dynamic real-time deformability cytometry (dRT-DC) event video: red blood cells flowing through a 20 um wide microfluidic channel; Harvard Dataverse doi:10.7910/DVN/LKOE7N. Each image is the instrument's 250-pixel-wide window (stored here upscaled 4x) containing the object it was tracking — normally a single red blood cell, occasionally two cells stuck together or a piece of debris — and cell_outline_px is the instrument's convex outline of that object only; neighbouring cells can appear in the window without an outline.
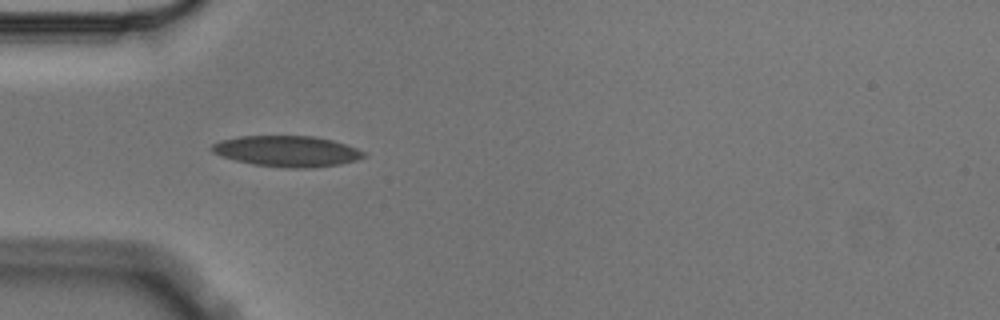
{"species": "Egyptian fruit bat (a non-hibernating species)", "species_latin": "Rousettus aegyptiacus", "temperature_condition": "cold", "stored_images_in_passage": 6, "camera_frame_rate_fps": 3000, "um_per_image_px": 0.085, "animal": {"sex": "male"}, "frame": {"image": 1, "passage_image": 4, "time_ms": 1.0, "image_size_px": [1000, 320], "cell_outline_px": [[368, 156], [356, 160], [340, 164], [312, 168], [284, 168], [252, 164], [220, 156], [212, 152], [212, 144], [220, 140], [240, 136], [312, 136], [332, 140], [368, 152]], "centroid_in_image_um": [24.42, 12.86], "position_along_channel_um": 60.6, "area_um2": 27.46}}
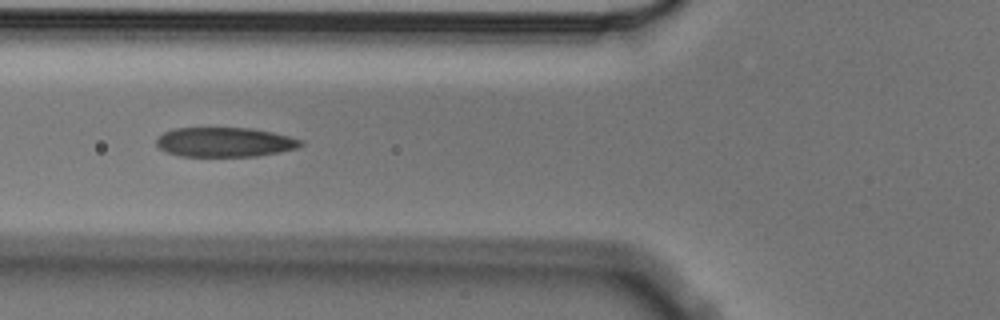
{"frame": {"image": 2, "passage_image": 5, "time_ms": 1.333, "image_size_px": [1000, 320], "cell_outline_px": [[304, 144], [296, 148], [280, 152], [256, 156], [180, 156], [168, 152], [160, 148], [156, 144], [156, 140], [164, 132], [176, 128], [252, 128], [272, 132], [304, 140]], "centroid_in_image_um": [19.13, 12.08], "position_along_channel_um": 106.7, "area_um2": 24.74}}
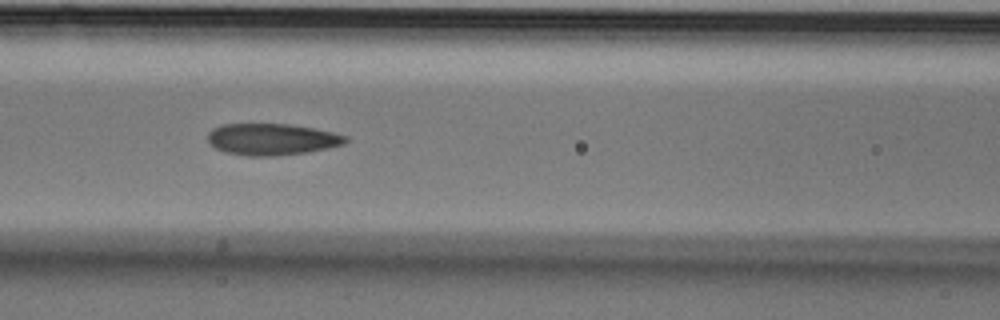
{"frame": {"image": 3, "passage_image": 6, "time_ms": 1.667, "image_size_px": [1000, 320], "cell_outline_px": [[348, 140], [344, 144], [328, 148], [308, 152], [272, 156], [248, 156], [224, 152], [208, 144], [208, 132], [212, 128], [220, 124], [288, 124], [312, 128], [332, 132], [348, 136]], "centroid_in_image_um": [23.07, 11.84], "position_along_channel_um": 143.5, "area_um2": 25.49}}